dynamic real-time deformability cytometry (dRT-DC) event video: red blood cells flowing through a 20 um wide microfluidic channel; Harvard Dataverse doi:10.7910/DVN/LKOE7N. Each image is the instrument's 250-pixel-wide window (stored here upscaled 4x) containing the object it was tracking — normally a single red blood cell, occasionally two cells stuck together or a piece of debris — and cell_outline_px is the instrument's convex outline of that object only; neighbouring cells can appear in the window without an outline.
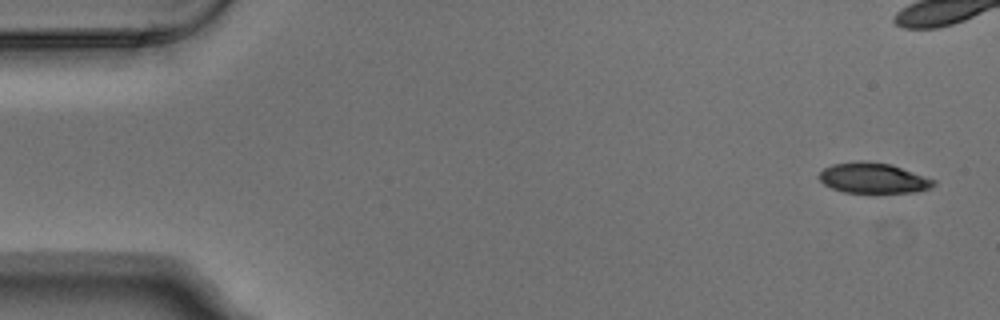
{"species": "Egyptian fruit bat (a non-hibernating species)", "species_latin": "Rousettus aegyptiacus", "temperature_condition": "warm", "stored_images_in_passage": 9, "camera_frame_rate_fps": 3000, "um_per_image_px": 0.085, "animal": {"sex": "male"}, "frame": {"image": 1, "passage_image": 1, "time_ms": 0.0, "image_size_px": [1000, 320], "cell_outline_px": [[936, 184], [932, 188], [916, 192], [844, 192], [832, 188], [824, 184], [816, 176], [824, 168], [832, 164], [856, 160], [864, 160], [892, 164], [936, 180]], "centroid_in_image_um": [74.22, 15.12], "position_along_channel_um": 10.8, "area_um2": 20.52}}
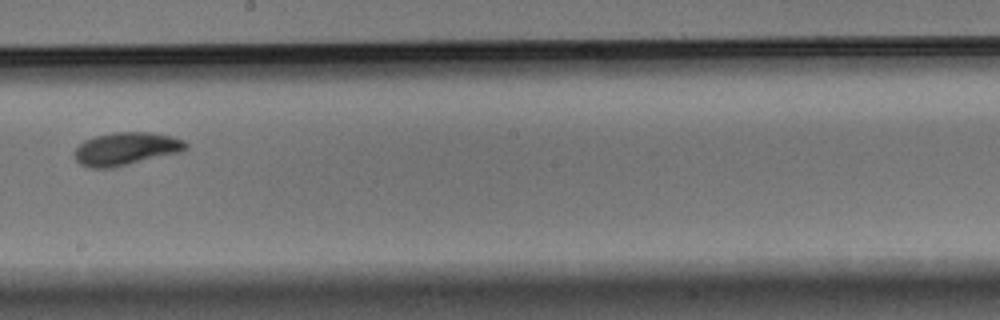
{"frame": {"image": 2, "passage_image": 9, "time_ms": 2.667, "image_size_px": [1000, 320], "cell_outline_px": [[188, 148], [180, 152], [112, 168], [88, 168], [80, 164], [76, 160], [72, 152], [84, 140], [96, 136], [112, 132], [148, 132], [172, 136], [184, 140], [188, 144]], "centroid_in_image_um": [10.69, 12.65], "position_along_channel_um": 237.5, "area_um2": 21.44}}